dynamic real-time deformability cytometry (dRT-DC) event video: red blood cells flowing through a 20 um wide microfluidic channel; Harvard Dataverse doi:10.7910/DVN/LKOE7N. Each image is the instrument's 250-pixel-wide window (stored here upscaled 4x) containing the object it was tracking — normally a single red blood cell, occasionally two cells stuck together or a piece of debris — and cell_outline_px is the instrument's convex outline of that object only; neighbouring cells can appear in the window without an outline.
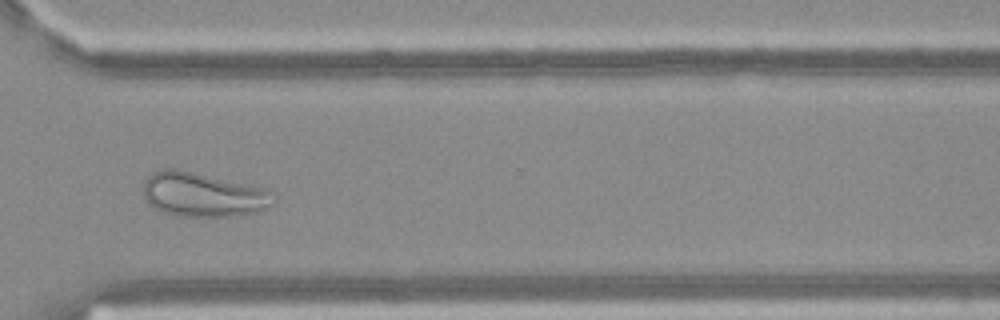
{"species": "Egyptian fruit bat (a non-hibernating species)", "species_latin": "Rousettus aegyptiacus", "temperature_condition": "warm", "stored_images_in_passage": 52, "camera_frame_rate_fps": 3000, "um_per_image_px": 0.085, "frame": {"image": 1, "passage_image": 38, "time_ms": 12.333, "image_size_px": [1000, 320], "cell_outline_px": [[276, 200], [272, 204], [260, 212], [232, 216], [184, 216], [164, 212], [152, 208], [148, 204], [144, 196], [144, 180], [156, 168], [176, 168], [268, 188], [276, 196]], "centroid_in_image_um": [17.27, 16.52], "position_along_channel_um": 353.3, "area_um2": 34.16}}
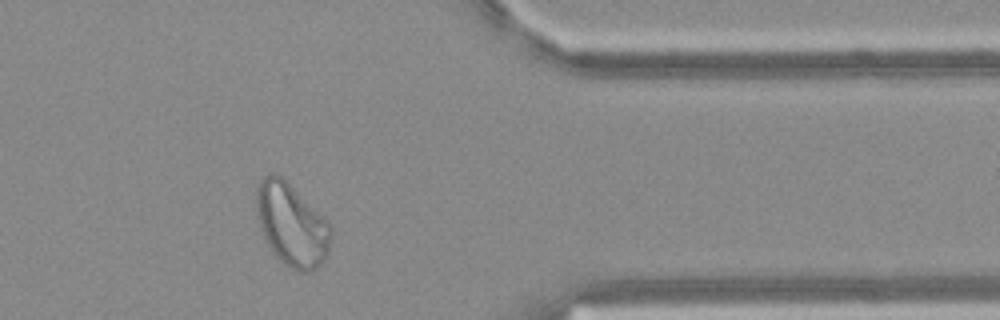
{"frame": {"image": 2, "passage_image": 42, "time_ms": 13.667, "image_size_px": [1000, 320], "cell_outline_px": [[332, 236], [328, 252], [324, 260], [316, 268], [308, 272], [296, 272], [284, 264], [272, 252], [260, 228], [256, 212], [256, 184], [264, 176], [272, 172], [276, 172], [324, 216], [328, 220], [332, 228]], "centroid_in_image_um": [24.79, 19.1], "position_along_channel_um": 386.6, "area_um2": 36.18}}